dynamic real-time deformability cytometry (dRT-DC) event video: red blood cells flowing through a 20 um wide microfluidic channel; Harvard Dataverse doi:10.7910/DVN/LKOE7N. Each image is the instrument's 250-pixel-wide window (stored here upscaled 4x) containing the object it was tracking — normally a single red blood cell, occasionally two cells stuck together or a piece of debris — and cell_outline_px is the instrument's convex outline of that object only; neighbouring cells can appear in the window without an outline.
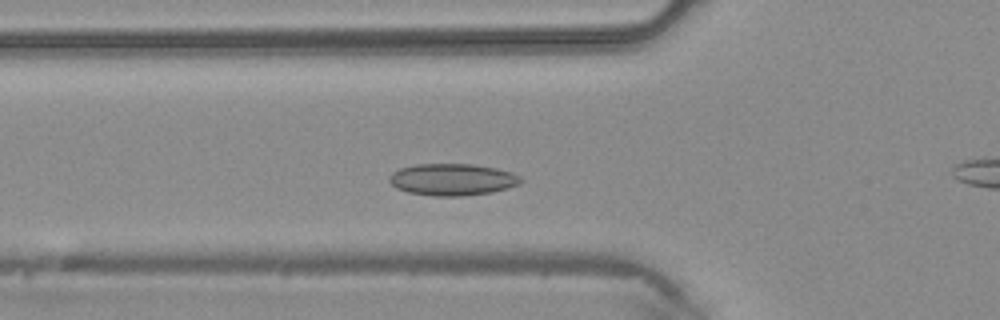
{"species": "common noctule bat (a hibernating species)", "species_latin": "Nyctalus noctula", "temperature_condition": "warm", "stored_images_in_passage": 28, "camera_frame_rate_fps": 3000, "um_per_image_px": 0.085, "animal": {"sex": "male", "body_mass_g": 20.4}, "frame": {"image": 1, "passage_image": 4, "time_ms": 1.0, "image_size_px": [1000, 320], "cell_outline_px": [[524, 180], [520, 184], [508, 188], [492, 192], [460, 196], [432, 196], [408, 192], [396, 188], [388, 180], [388, 176], [392, 172], [400, 168], [416, 164], [472, 164], [496, 168], [512, 172], [520, 176]], "centroid_in_image_um": [38.46, 15.26], "position_along_channel_um": 87.3, "area_um2": 24.57}}
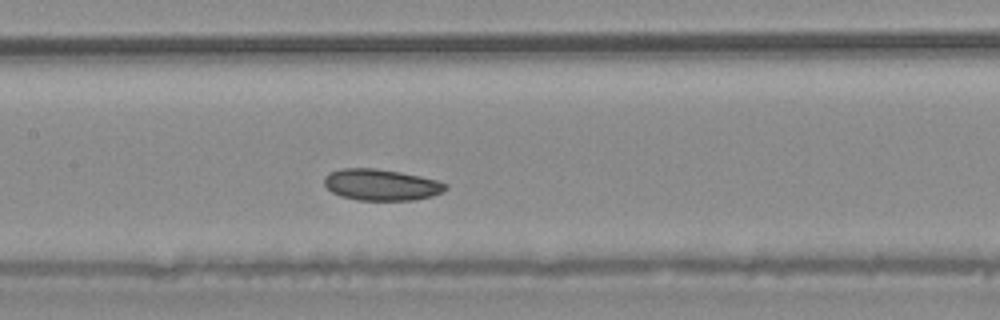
{"frame": {"image": 2, "passage_image": 10, "time_ms": 3.0, "image_size_px": [1000, 320], "cell_outline_px": [[448, 188], [432, 196], [416, 200], [356, 200], [340, 196], [332, 192], [324, 184], [324, 176], [328, 172], [340, 168], [376, 168], [400, 172], [420, 176], [436, 180], [448, 184]], "centroid_in_image_um": [32.37, 15.7], "position_along_channel_um": 175.0, "area_um2": 22.31}}
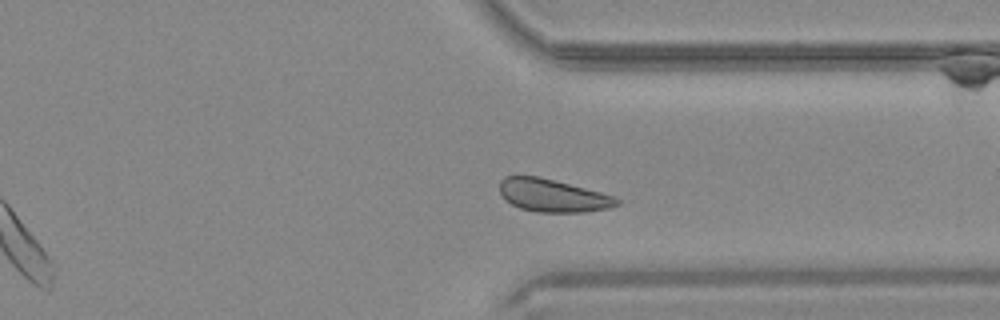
{"frame": {"image": 3, "passage_image": 23, "time_ms": 7.333, "image_size_px": [1000, 320], "cell_outline_px": [[620, 204], [608, 208], [584, 212], [536, 212], [520, 208], [512, 204], [500, 192], [500, 180], [504, 176], [536, 176], [600, 192], [612, 196], [620, 200]], "centroid_in_image_um": [46.98, 16.63], "position_along_channel_um": 364.4, "area_um2": 21.96}}